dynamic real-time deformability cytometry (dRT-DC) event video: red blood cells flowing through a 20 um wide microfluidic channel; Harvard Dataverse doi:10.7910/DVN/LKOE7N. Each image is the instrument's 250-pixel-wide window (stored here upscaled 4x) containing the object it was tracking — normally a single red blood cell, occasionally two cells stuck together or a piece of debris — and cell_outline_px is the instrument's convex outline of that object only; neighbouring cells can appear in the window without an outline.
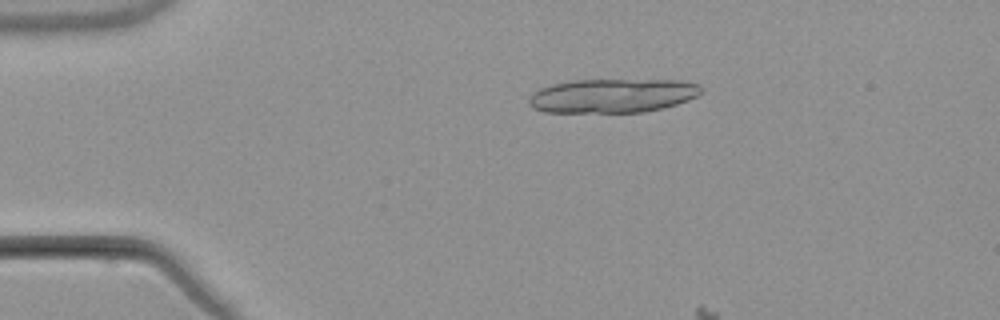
{"species": "common noctule bat (a hibernating species)", "species_latin": "Nyctalus noctula", "temperature_condition": "warm", "stored_images_in_passage": 5, "camera_frame_rate_fps": 3000, "um_per_image_px": 0.085, "animal": {"sex": "male", "body_mass_g": 21.5, "forearm_length_mm": 52.0}, "frame": {"image": 1, "passage_image": 2, "time_ms": 1.0, "image_size_px": [1000, 320], "cell_outline_px": [[700, 92], [696, 96], [688, 100], [664, 108], [644, 112], [544, 112], [532, 108], [528, 104], [528, 96], [532, 92], [540, 88], [552, 84], [572, 80], [680, 80], [700, 84]], "centroid_in_image_um": [52.01, 8.13], "position_along_channel_um": 33.0, "area_um2": 34.33}}